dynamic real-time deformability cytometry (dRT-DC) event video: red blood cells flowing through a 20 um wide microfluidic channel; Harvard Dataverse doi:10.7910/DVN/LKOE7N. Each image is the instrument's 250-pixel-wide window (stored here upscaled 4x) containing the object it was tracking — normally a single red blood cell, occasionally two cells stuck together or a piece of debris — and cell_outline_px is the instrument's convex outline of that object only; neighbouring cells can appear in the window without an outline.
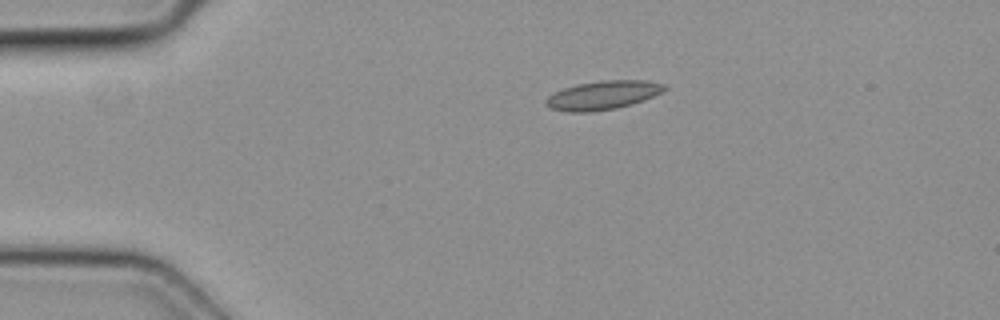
{"species": "common noctule bat (a hibernating species)", "species_latin": "Nyctalus noctula", "temperature_condition": "cold", "stored_images_in_passage": 2, "camera_frame_rate_fps": 3000, "um_per_image_px": 0.085, "animal": {"sex": "female", "body_mass_g": 19.3, "forearm_length_mm": 54.1}, "frame": {"image": 1, "passage_image": 1, "time_ms": 0.0, "image_size_px": [1000, 320], "cell_outline_px": [[668, 88], [644, 100], [632, 104], [616, 108], [588, 112], [568, 112], [552, 108], [544, 104], [544, 100], [552, 92], [576, 84], [600, 80], [644, 80], [664, 84]], "centroid_in_image_um": [51.2, 8.08], "position_along_channel_um": 33.8, "area_um2": 19.88}}